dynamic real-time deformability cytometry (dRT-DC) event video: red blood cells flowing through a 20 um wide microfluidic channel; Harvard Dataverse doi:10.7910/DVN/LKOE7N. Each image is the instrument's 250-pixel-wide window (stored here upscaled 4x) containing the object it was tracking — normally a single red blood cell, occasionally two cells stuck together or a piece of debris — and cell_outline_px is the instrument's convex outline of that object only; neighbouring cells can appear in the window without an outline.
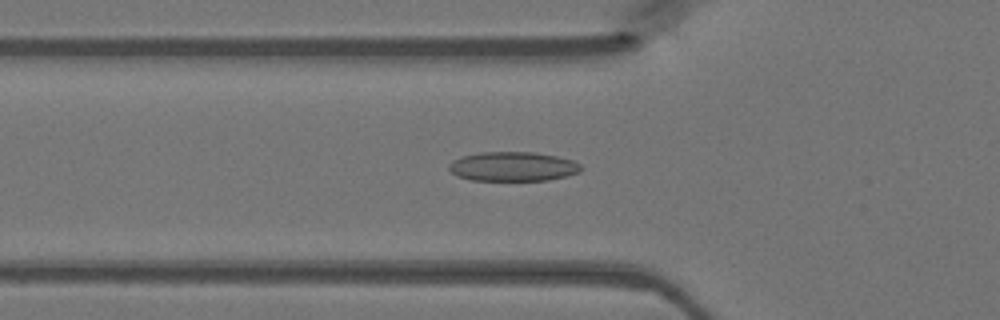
{"species": "Egyptian fruit bat (a non-hibernating species)", "species_latin": "Rousettus aegyptiacus", "temperature_condition": "warm", "stored_images_in_passage": 47, "camera_frame_rate_fps": 3000, "um_per_image_px": 0.085, "animal": {"sex": "female"}, "frame": {"image": 1, "passage_image": 16, "time_ms": 5.0, "image_size_px": [1000, 320], "cell_outline_px": [[580, 172], [548, 180], [472, 180], [456, 176], [448, 168], [448, 164], [452, 160], [460, 156], [480, 152], [536, 152], [556, 156], [572, 160], [580, 164]], "centroid_in_image_um": [43.54, 14.14], "position_along_channel_um": 82.3, "area_um2": 22.6}}
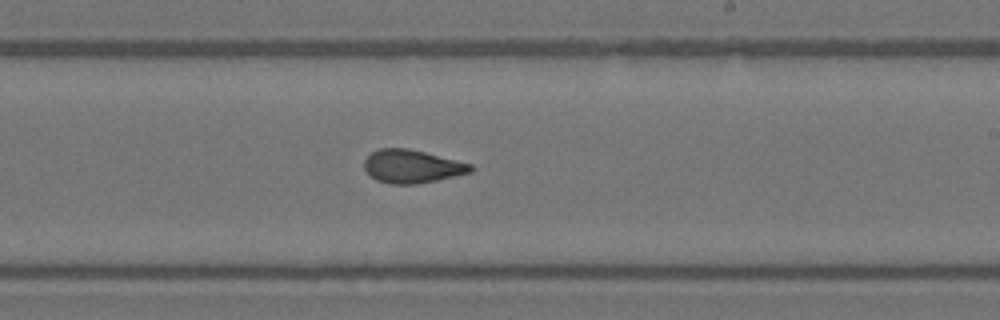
{"frame": {"image": 2, "passage_image": 28, "time_ms": 9.0, "image_size_px": [1000, 320], "cell_outline_px": [[476, 168], [472, 172], [436, 180], [416, 184], [392, 184], [376, 180], [364, 168], [364, 160], [372, 152], [380, 148], [408, 148], [472, 164]], "centroid_in_image_um": [35.03, 14.14], "position_along_channel_um": 254.0, "area_um2": 20.46}}
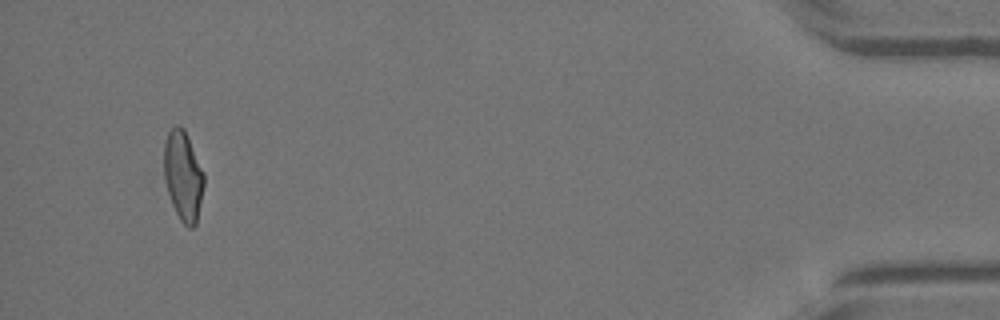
{"frame": {"image": 3, "passage_image": 45, "time_ms": 14.667, "image_size_px": [1000, 320], "cell_outline_px": [[204, 184], [196, 224], [192, 228], [188, 228], [180, 220], [172, 204], [164, 180], [164, 144], [168, 132], [176, 124], [180, 124], [184, 128], [188, 136], [204, 172]], "centroid_in_image_um": [15.56, 14.92], "position_along_channel_um": 419.6, "area_um2": 20.98}}